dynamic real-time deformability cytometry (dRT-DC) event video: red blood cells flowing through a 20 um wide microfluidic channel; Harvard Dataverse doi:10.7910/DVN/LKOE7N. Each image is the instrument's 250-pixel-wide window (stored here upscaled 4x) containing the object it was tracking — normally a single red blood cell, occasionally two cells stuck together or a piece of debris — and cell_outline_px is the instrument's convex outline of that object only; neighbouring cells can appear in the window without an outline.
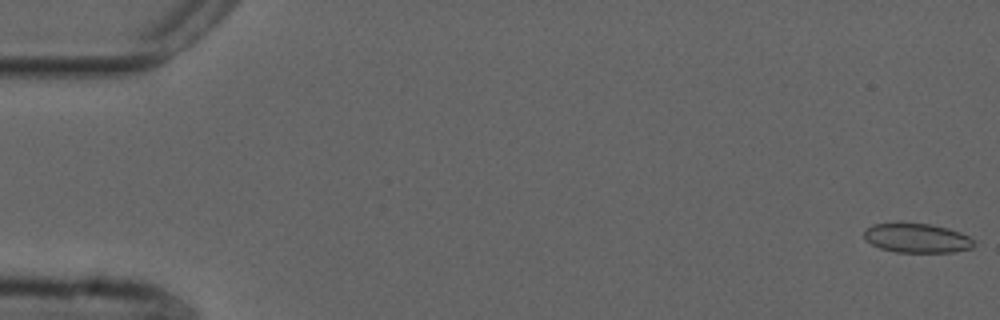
{"species": "common noctule bat (a hibernating species)", "species_latin": "Nyctalus noctula", "temperature_condition": "cold", "stored_images_in_passage": 54, "camera_frame_rate_fps": 3000, "um_per_image_px": 0.085, "animal": {"sex": "male", "forearm_length_mm": 52.5}, "frame": {"image": 1, "passage_image": 1, "time_ms": 0.0, "image_size_px": [1000, 320], "cell_outline_px": [[976, 244], [972, 248], [952, 252], [896, 252], [880, 248], [864, 240], [864, 228], [872, 224], [928, 224], [948, 228], [960, 232], [968, 236]], "centroid_in_image_um": [77.92, 20.25], "position_along_channel_um": 7.1, "area_um2": 18.61}}
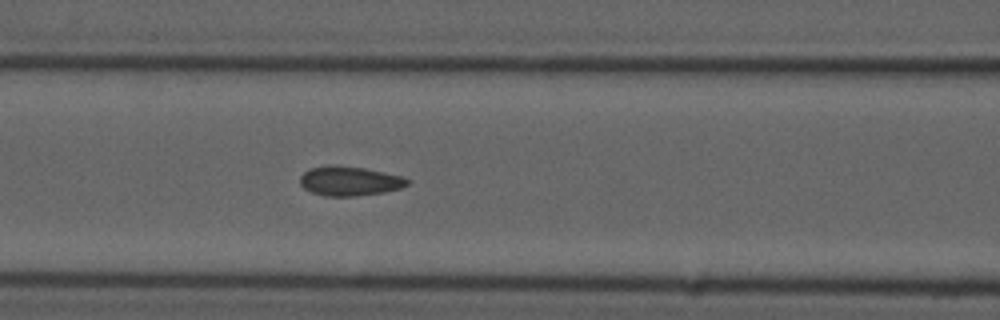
{"frame": {"image": 2, "passage_image": 23, "time_ms": 7.333, "image_size_px": [1000, 320], "cell_outline_px": [[412, 180], [408, 184], [400, 188], [384, 192], [356, 196], [324, 196], [312, 192], [304, 188], [300, 184], [300, 176], [308, 168], [332, 164], [364, 168], [404, 176]], "centroid_in_image_um": [29.72, 15.38], "position_along_channel_um": 136.9, "area_um2": 18.61}}
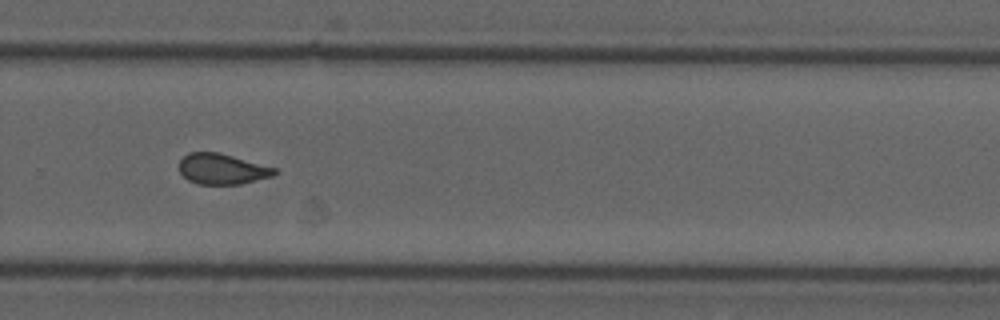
{"frame": {"image": 3, "passage_image": 37, "time_ms": 12.0, "image_size_px": [1000, 320], "cell_outline_px": [[280, 172], [272, 176], [240, 184], [196, 184], [188, 180], [180, 172], [180, 160], [188, 152], [220, 152], [276, 168]], "centroid_in_image_um": [18.89, 14.36], "position_along_channel_um": 310.9, "area_um2": 17.05}, "authors_computed_cell_mechanics": {"area_um2": 18.1492, "velocity_mm_per_s": 3.7394, "shape_relaxation_time_tau1_ms": null, "shape_relaxation_time_tau2_ms": 1.4723, "deformation_change_tau1": null, "deformation_change_tau2": 0.0633}}